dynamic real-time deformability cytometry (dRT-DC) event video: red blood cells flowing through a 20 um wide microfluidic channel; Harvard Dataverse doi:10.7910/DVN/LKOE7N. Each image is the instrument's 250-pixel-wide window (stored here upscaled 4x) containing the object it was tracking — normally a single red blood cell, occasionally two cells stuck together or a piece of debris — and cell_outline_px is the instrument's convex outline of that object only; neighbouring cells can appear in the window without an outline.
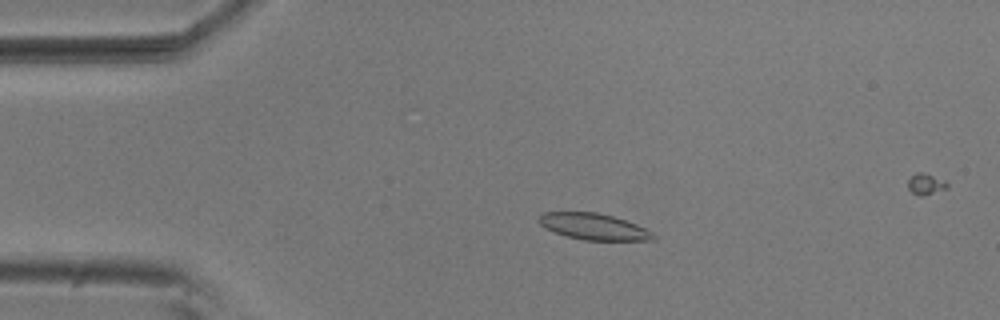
{"species": "common noctule bat (a hibernating species)", "species_latin": "Nyctalus noctula", "temperature_condition": "room temperature", "stored_images_in_passage": 52, "camera_frame_rate_fps": 3000, "um_per_image_px": 0.085, "animal": {"sex": "male", "body_mass_g": 20.5, "forearm_length_mm": 52.5}, "frame": {"image": 1, "passage_image": 11, "time_ms": 3.333, "image_size_px": [1000, 320], "cell_outline_px": [[656, 236], [652, 240], [584, 240], [568, 236], [556, 232], [540, 224], [540, 216], [544, 212], [596, 212], [612, 216], [636, 224], [652, 232]], "centroid_in_image_um": [50.49, 19.26], "position_along_channel_um": 34.5, "area_um2": 17.11}}
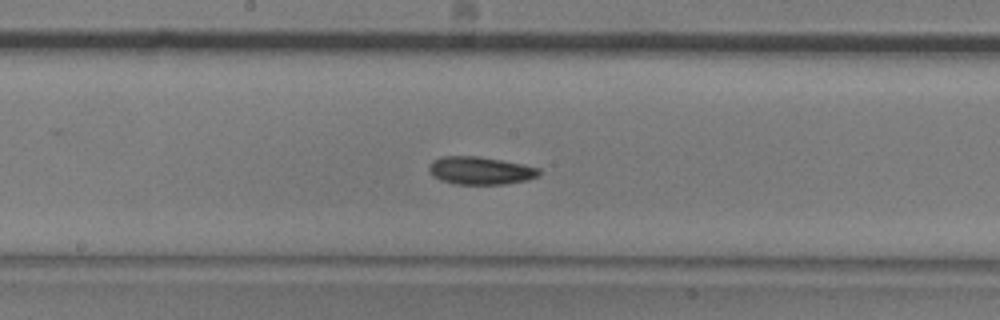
{"frame": {"image": 2, "passage_image": 28, "time_ms": 9.0, "image_size_px": [1000, 320], "cell_outline_px": [[540, 176], [528, 180], [504, 184], [456, 184], [440, 180], [432, 176], [428, 172], [428, 164], [432, 160], [440, 156], [480, 156], [540, 168]], "centroid_in_image_um": [40.78, 14.5], "position_along_channel_um": 207.4, "area_um2": 18.03}}
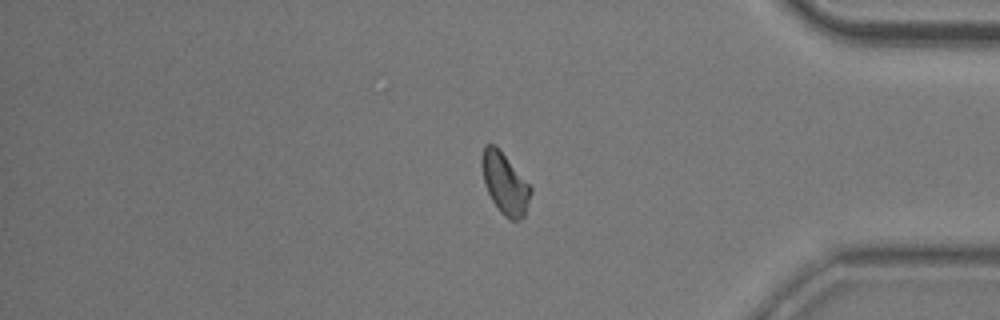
{"frame": {"image": 3, "passage_image": 45, "time_ms": 14.667, "image_size_px": [1000, 320], "cell_outline_px": [[532, 192], [524, 216], [520, 220], [512, 220], [504, 216], [500, 212], [492, 200], [484, 184], [480, 164], [480, 156], [484, 144], [496, 144], [532, 188]], "centroid_in_image_um": [42.88, 15.56], "position_along_channel_um": 392.3, "area_um2": 17.63}}